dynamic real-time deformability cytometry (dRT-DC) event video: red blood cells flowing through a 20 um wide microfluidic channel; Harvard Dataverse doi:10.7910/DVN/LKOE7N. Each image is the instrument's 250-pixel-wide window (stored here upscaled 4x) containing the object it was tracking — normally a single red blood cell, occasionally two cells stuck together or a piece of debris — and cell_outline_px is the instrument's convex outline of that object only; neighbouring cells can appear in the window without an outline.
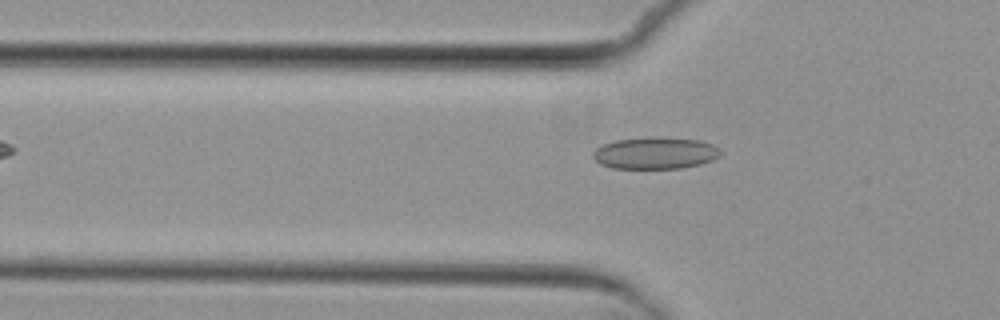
{"species": "common noctule bat (a hibernating species)", "species_latin": "Nyctalus noctula", "temperature_condition": "cold", "stored_images_in_passage": 4, "camera_frame_rate_fps": 3000, "um_per_image_px": 0.085, "animal": {"sex": "female", "body_mass_g": 29.2, "forearm_length_mm": 56.3}, "frame": {"image": 1, "passage_image": 4, "time_ms": 4.333, "image_size_px": [1000, 320], "cell_outline_px": [[724, 152], [720, 156], [712, 160], [700, 164], [680, 168], [612, 168], [600, 164], [592, 156], [592, 152], [596, 148], [604, 144], [616, 140], [700, 140], [712, 144], [720, 148]], "centroid_in_image_um": [55.72, 13.06], "position_along_channel_um": 70.1, "area_um2": 22.66}}